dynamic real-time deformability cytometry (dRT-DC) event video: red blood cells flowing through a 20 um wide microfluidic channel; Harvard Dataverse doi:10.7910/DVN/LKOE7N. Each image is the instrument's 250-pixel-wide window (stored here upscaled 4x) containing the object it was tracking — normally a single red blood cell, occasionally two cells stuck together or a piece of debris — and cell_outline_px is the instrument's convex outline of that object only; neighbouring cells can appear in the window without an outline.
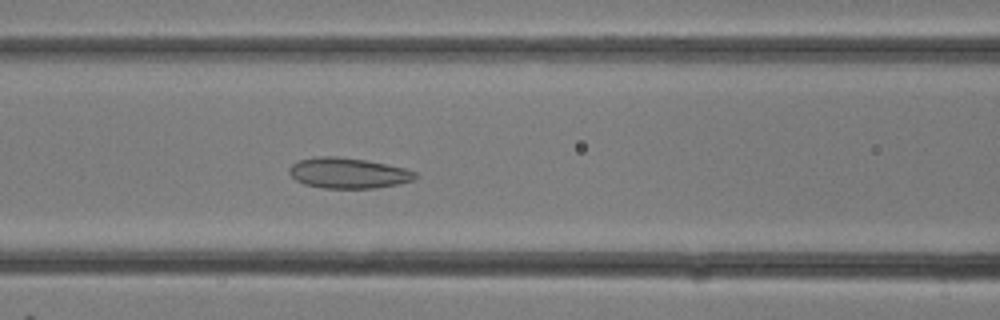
{"species": "common noctule bat (a hibernating species)", "species_latin": "Nyctalus noctula", "temperature_condition": "room temperature", "stored_images_in_passage": 30, "camera_frame_rate_fps": 3000, "um_per_image_px": 0.085, "animal": {"sex": "female"}, "frame": {"image": 1, "passage_image": 13, "time_ms": 4.0, "image_size_px": [1000, 320], "cell_outline_px": [[420, 176], [412, 180], [400, 184], [376, 188], [324, 188], [304, 184], [296, 180], [288, 172], [288, 168], [292, 164], [300, 160], [316, 156], [336, 156], [364, 160], [404, 168], [416, 172]], "centroid_in_image_um": [29.59, 14.71], "position_along_channel_um": 137.0, "area_um2": 22.43}}
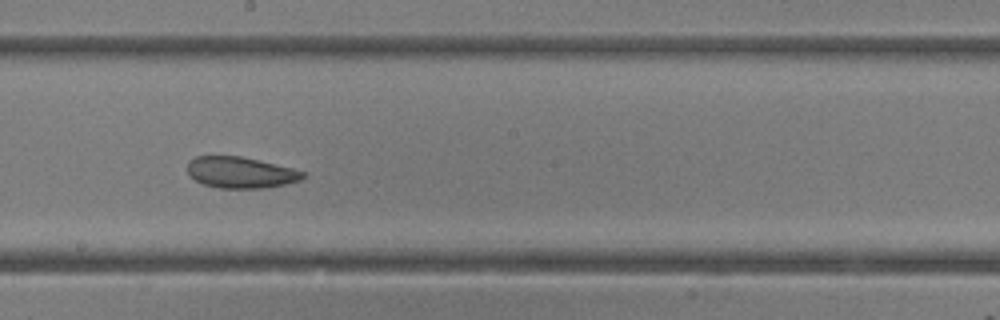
{"frame": {"image": 2, "passage_image": 17, "time_ms": 5.333, "image_size_px": [1000, 320], "cell_outline_px": [[308, 176], [300, 180], [268, 188], [220, 188], [204, 184], [188, 176], [188, 160], [196, 156], [240, 156], [292, 168], [304, 172]], "centroid_in_image_um": [20.44, 14.66], "position_along_channel_um": 227.8, "area_um2": 20.98}}
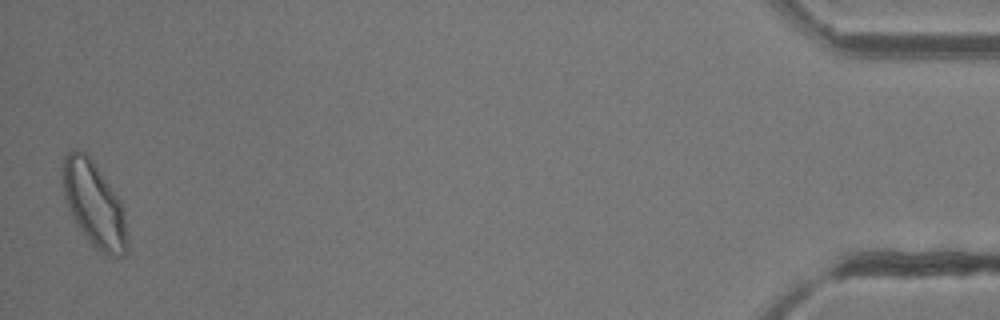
{"frame": {"image": 3, "passage_image": 30, "time_ms": 9.667, "image_size_px": [1000, 320], "cell_outline_px": [[128, 244], [124, 256], [112, 256], [96, 252], [84, 236], [76, 224], [72, 216], [64, 196], [64, 156], [68, 152], [76, 148], [84, 152], [92, 160], [112, 188], [120, 200], [124, 212]], "centroid_in_image_um": [8.02, 17.43], "position_along_channel_um": 427.2, "area_um2": 31.79}}